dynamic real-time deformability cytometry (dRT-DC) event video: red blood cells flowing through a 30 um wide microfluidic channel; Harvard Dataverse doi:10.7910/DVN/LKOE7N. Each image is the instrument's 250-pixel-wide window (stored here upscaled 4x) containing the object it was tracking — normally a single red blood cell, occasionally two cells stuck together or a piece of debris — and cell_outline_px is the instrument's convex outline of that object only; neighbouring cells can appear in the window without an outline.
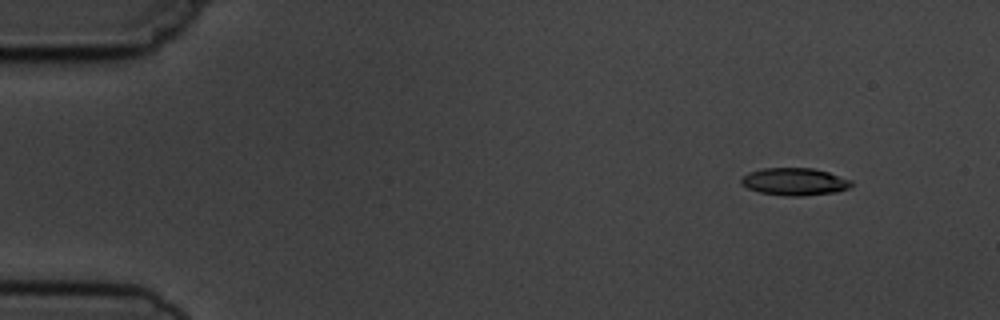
{"species": "common noctule bat (a hibernating species)", "species_latin": "Nyctalus noctula", "temperature_condition": "cold", "stored_images_in_passage": 6, "camera_frame_rate_fps": 3000, "um_per_image_px": 0.085, "animal": {"sex": "male", "body_mass_g": 19.5, "forearm_length_mm": 54.6}, "frame": {"image": 1, "passage_image": 2, "time_ms": 1.333, "image_size_px": [1000, 320], "cell_outline_px": [[852, 184], [848, 188], [836, 192], [800, 196], [788, 196], [760, 192], [748, 188], [740, 184], [740, 180], [748, 172], [764, 168], [812, 168], [828, 172], [852, 180]], "centroid_in_image_um": [67.53, 15.44], "position_along_channel_um": 17.5, "area_um2": 17.51}}